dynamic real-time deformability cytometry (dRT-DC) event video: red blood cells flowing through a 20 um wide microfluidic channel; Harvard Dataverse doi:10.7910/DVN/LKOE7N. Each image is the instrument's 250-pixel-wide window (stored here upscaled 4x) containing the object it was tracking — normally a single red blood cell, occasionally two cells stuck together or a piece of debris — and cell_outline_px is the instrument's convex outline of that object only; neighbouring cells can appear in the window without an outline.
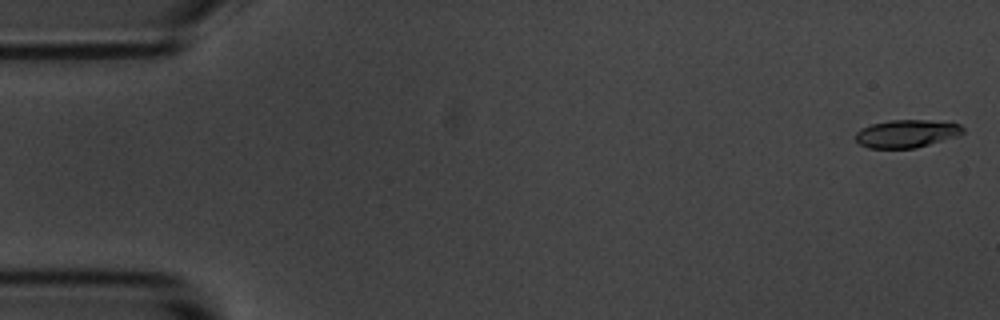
{"species": "common noctule bat (a hibernating species)", "species_latin": "Nyctalus noctula", "temperature_condition": "room temperature", "stored_images_in_passage": 15, "camera_frame_rate_fps": 3000, "um_per_image_px": 0.085, "animal": {"sex": "male", "body_mass_g": 20.1, "forearm_length_mm": 53.5}, "frame": {"image": 1, "passage_image": 1, "time_ms": 0.0, "image_size_px": [1000, 320], "cell_outline_px": [[964, 132], [956, 136], [916, 148], [868, 148], [860, 144], [856, 140], [856, 132], [860, 128], [872, 124], [888, 120], [928, 120], [960, 124], [964, 128]], "centroid_in_image_um": [77.04, 11.35], "position_along_channel_um": 8.0, "area_um2": 17.34}}
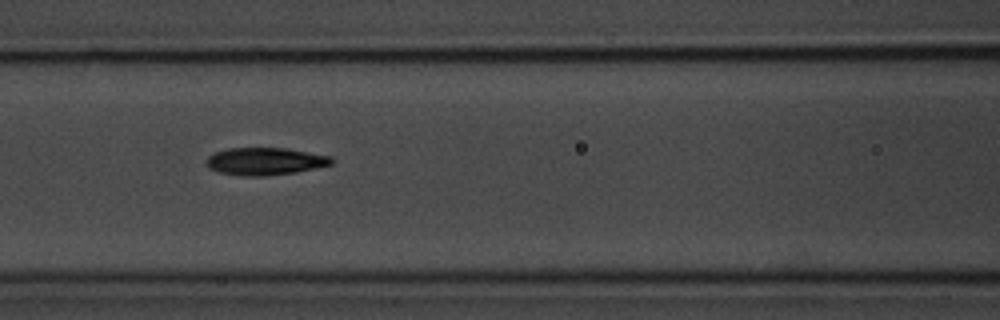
{"frame": {"image": 2, "passage_image": 7, "time_ms": 7.667, "image_size_px": [1000, 320], "cell_outline_px": [[332, 164], [296, 172], [268, 176], [244, 176], [220, 172], [208, 168], [208, 156], [216, 152], [228, 148], [288, 148], [332, 156]], "centroid_in_image_um": [22.56, 13.71], "position_along_channel_um": 144.0, "area_um2": 19.94}}
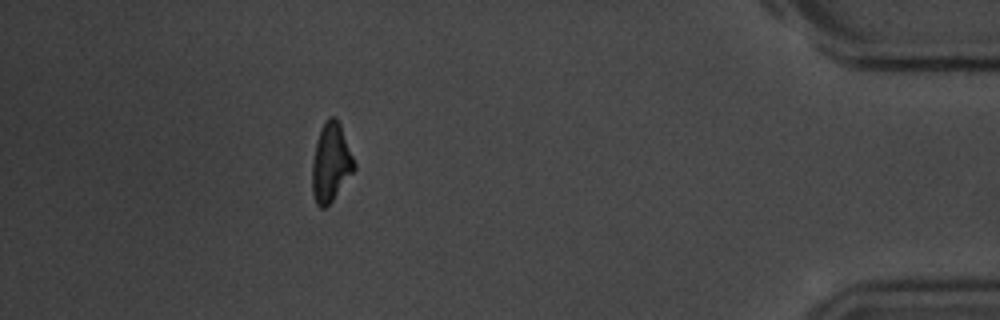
{"frame": {"image": 3, "passage_image": 14, "time_ms": 16.667, "image_size_px": [1000, 320], "cell_outline_px": [[356, 168], [332, 200], [324, 208], [320, 208], [316, 204], [312, 192], [312, 160], [316, 140], [320, 128], [328, 116], [336, 116], [340, 124], [356, 164]], "centroid_in_image_um": [28.11, 13.79], "position_along_channel_um": 407.1, "area_um2": 19.31}, "authors_computed_cell_mechanics": {"area_um2": 19.1896, "velocity_mm_per_s": 3.5062, "shape_relaxation_time_tau1_ms": 2.4066, "shape_relaxation_time_tau2_ms": 2.2461, "deformation_change_tau1": 0.1119, "deformation_change_tau2": 0.0974}}